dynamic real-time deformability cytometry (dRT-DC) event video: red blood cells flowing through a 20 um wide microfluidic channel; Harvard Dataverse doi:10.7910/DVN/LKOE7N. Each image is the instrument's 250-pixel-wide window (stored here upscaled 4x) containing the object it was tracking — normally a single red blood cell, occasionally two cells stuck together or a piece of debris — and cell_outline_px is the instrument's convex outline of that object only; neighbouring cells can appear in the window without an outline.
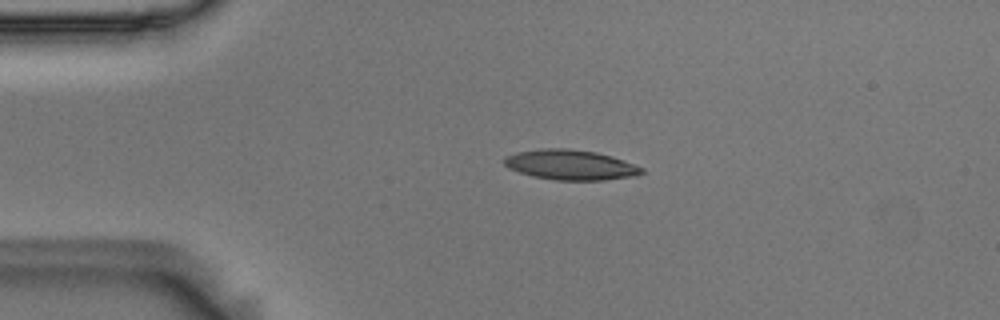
{"species": "Egyptian fruit bat (a non-hibernating species)", "species_latin": "Rousettus aegyptiacus", "temperature_condition": "room temperature", "stored_images_in_passage": 4, "camera_frame_rate_fps": 3000, "um_per_image_px": 0.085, "animal": {"sex": "male"}, "frame": {"image": 1, "passage_image": 3, "time_ms": 0.667, "image_size_px": [1000, 320], "cell_outline_px": [[644, 172], [636, 176], [604, 180], [556, 180], [532, 176], [508, 168], [504, 164], [504, 160], [508, 156], [516, 152], [540, 148], [568, 148], [596, 152], [612, 156], [644, 168]], "centroid_in_image_um": [48.51, 14.01], "position_along_channel_um": 36.5, "area_um2": 24.1}}